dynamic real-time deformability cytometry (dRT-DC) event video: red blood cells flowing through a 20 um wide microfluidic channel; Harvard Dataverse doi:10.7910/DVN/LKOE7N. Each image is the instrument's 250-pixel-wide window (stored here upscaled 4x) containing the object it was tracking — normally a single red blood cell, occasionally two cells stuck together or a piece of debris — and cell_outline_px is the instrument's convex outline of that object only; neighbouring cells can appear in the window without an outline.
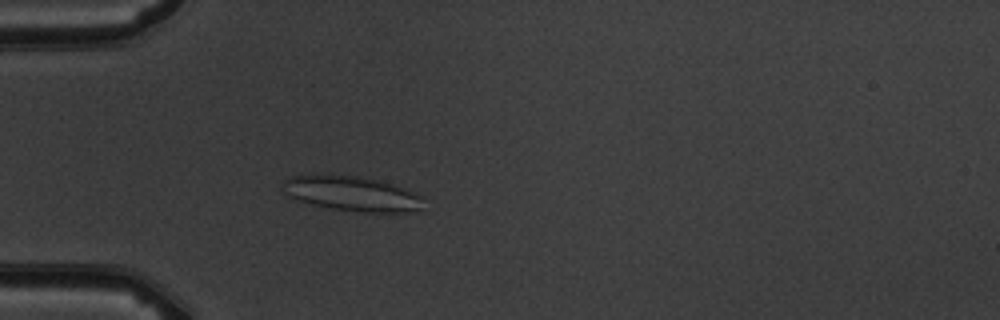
{"species": "common noctule bat (a hibernating species)", "species_latin": "Nyctalus noctula", "temperature_condition": "warm", "stored_images_in_passage": 5, "camera_frame_rate_fps": 3000, "um_per_image_px": 0.085, "animal": {"sex": "male", "body_mass_g": 19.5, "forearm_length_mm": 54.6}, "frame": {"image": 1, "passage_image": 5, "time_ms": 4.667, "image_size_px": [1000, 320], "cell_outline_px": [[424, 196], [420, 208], [408, 212], [368, 212], [332, 208], [312, 204], [296, 200], [288, 196], [280, 188], [280, 184], [288, 176], [356, 176], [396, 184]], "centroid_in_image_um": [29.9, 16.46], "position_along_channel_um": 55.1, "area_um2": 28.26}}